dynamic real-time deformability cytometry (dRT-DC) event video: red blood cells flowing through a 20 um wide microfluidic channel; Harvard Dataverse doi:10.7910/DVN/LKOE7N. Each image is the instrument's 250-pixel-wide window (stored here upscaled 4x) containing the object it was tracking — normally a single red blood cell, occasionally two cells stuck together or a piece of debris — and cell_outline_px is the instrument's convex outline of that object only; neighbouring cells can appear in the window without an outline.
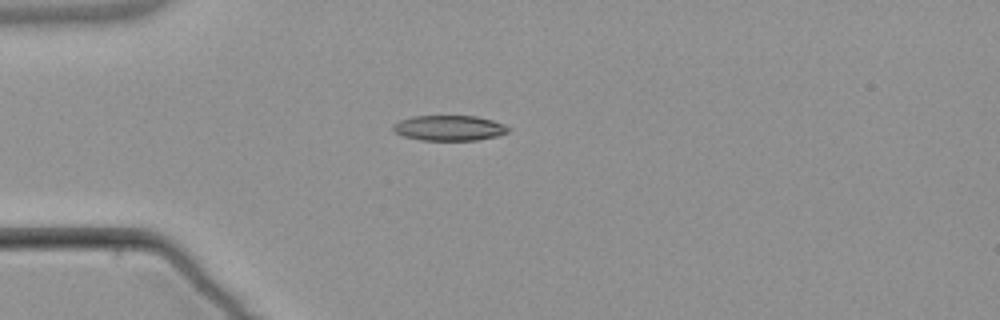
{"species": "common noctule bat (a hibernating species)", "species_latin": "Nyctalus noctula", "temperature_condition": "warm", "stored_images_in_passage": 3, "camera_frame_rate_fps": 3000, "um_per_image_px": 0.085, "animal": {"sex": "male", "body_mass_g": 21.5, "forearm_length_mm": 52.0}, "frame": {"image": 1, "passage_image": 3, "time_ms": 3.0, "image_size_px": [1000, 320], "cell_outline_px": [[508, 132], [496, 136], [476, 140], [420, 140], [404, 136], [396, 132], [392, 128], [392, 124], [400, 120], [412, 116], [476, 116], [492, 120], [504, 124], [508, 128]], "centroid_in_image_um": [38.16, 10.87], "position_along_channel_um": 46.8, "area_um2": 16.88}}